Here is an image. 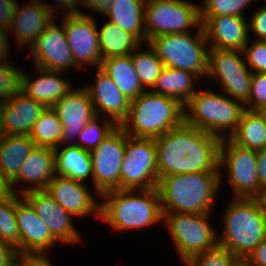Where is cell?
Segmentation results:
<instances>
[{"instance_id":"8992f818","label":"cell","mask_w":266,"mask_h":266,"mask_svg":"<svg viewBox=\"0 0 266 266\" xmlns=\"http://www.w3.org/2000/svg\"><path fill=\"white\" fill-rule=\"evenodd\" d=\"M224 95L210 87L198 90L184 105V123L220 139L229 138L246 109L243 103Z\"/></svg>"},{"instance_id":"1f68e13d","label":"cell","mask_w":266,"mask_h":266,"mask_svg":"<svg viewBox=\"0 0 266 266\" xmlns=\"http://www.w3.org/2000/svg\"><path fill=\"white\" fill-rule=\"evenodd\" d=\"M229 139L250 150L266 149V121L259 111L245 110L235 132Z\"/></svg>"},{"instance_id":"681fc988","label":"cell","mask_w":266,"mask_h":266,"mask_svg":"<svg viewBox=\"0 0 266 266\" xmlns=\"http://www.w3.org/2000/svg\"><path fill=\"white\" fill-rule=\"evenodd\" d=\"M17 255V250L0 240V266H7Z\"/></svg>"},{"instance_id":"f546056e","label":"cell","mask_w":266,"mask_h":266,"mask_svg":"<svg viewBox=\"0 0 266 266\" xmlns=\"http://www.w3.org/2000/svg\"><path fill=\"white\" fill-rule=\"evenodd\" d=\"M54 153L56 175L82 182L89 177L93 180L90 152L77 145H67L63 149L55 148Z\"/></svg>"},{"instance_id":"ee69618b","label":"cell","mask_w":266,"mask_h":266,"mask_svg":"<svg viewBox=\"0 0 266 266\" xmlns=\"http://www.w3.org/2000/svg\"><path fill=\"white\" fill-rule=\"evenodd\" d=\"M17 0H0V27L9 29L16 11Z\"/></svg>"},{"instance_id":"7402d4cb","label":"cell","mask_w":266,"mask_h":266,"mask_svg":"<svg viewBox=\"0 0 266 266\" xmlns=\"http://www.w3.org/2000/svg\"><path fill=\"white\" fill-rule=\"evenodd\" d=\"M55 175L54 149L35 146L23 161L18 175L9 183L10 189L13 193L21 196L30 191L46 190L49 182ZM20 182L30 183L31 187H22L18 191L15 186L19 185Z\"/></svg>"},{"instance_id":"d6986e66","label":"cell","mask_w":266,"mask_h":266,"mask_svg":"<svg viewBox=\"0 0 266 266\" xmlns=\"http://www.w3.org/2000/svg\"><path fill=\"white\" fill-rule=\"evenodd\" d=\"M45 106L20 90L0 103V132L4 135L29 136Z\"/></svg>"},{"instance_id":"c3c4849f","label":"cell","mask_w":266,"mask_h":266,"mask_svg":"<svg viewBox=\"0 0 266 266\" xmlns=\"http://www.w3.org/2000/svg\"><path fill=\"white\" fill-rule=\"evenodd\" d=\"M257 173L260 187H266V149L257 151Z\"/></svg>"},{"instance_id":"b9f144b4","label":"cell","mask_w":266,"mask_h":266,"mask_svg":"<svg viewBox=\"0 0 266 266\" xmlns=\"http://www.w3.org/2000/svg\"><path fill=\"white\" fill-rule=\"evenodd\" d=\"M249 20V31L257 36L256 40L266 41V6L260 7Z\"/></svg>"},{"instance_id":"f6af8a7d","label":"cell","mask_w":266,"mask_h":266,"mask_svg":"<svg viewBox=\"0 0 266 266\" xmlns=\"http://www.w3.org/2000/svg\"><path fill=\"white\" fill-rule=\"evenodd\" d=\"M85 0H55V6H51L48 3L44 2L45 7L55 15L60 8L64 9V15L79 13V7L84 6ZM79 6V7H78ZM57 7H59L57 9ZM78 7V8H77ZM66 8V9H65Z\"/></svg>"},{"instance_id":"484cf974","label":"cell","mask_w":266,"mask_h":266,"mask_svg":"<svg viewBox=\"0 0 266 266\" xmlns=\"http://www.w3.org/2000/svg\"><path fill=\"white\" fill-rule=\"evenodd\" d=\"M198 79L200 78L192 72L164 67L151 91L174 98L185 105L198 91L195 89V81Z\"/></svg>"},{"instance_id":"74e56055","label":"cell","mask_w":266,"mask_h":266,"mask_svg":"<svg viewBox=\"0 0 266 266\" xmlns=\"http://www.w3.org/2000/svg\"><path fill=\"white\" fill-rule=\"evenodd\" d=\"M254 0H204L200 6V17L221 15L244 16L247 6Z\"/></svg>"},{"instance_id":"277c9868","label":"cell","mask_w":266,"mask_h":266,"mask_svg":"<svg viewBox=\"0 0 266 266\" xmlns=\"http://www.w3.org/2000/svg\"><path fill=\"white\" fill-rule=\"evenodd\" d=\"M184 123V105L178 100L145 90L130 101L120 127L132 137L155 139Z\"/></svg>"},{"instance_id":"2e32d148","label":"cell","mask_w":266,"mask_h":266,"mask_svg":"<svg viewBox=\"0 0 266 266\" xmlns=\"http://www.w3.org/2000/svg\"><path fill=\"white\" fill-rule=\"evenodd\" d=\"M51 108L63 125L61 147L76 145L75 140L82 129L96 116L90 95L83 86L70 90Z\"/></svg>"},{"instance_id":"d4e9b609","label":"cell","mask_w":266,"mask_h":266,"mask_svg":"<svg viewBox=\"0 0 266 266\" xmlns=\"http://www.w3.org/2000/svg\"><path fill=\"white\" fill-rule=\"evenodd\" d=\"M36 76L22 71L21 90L45 107H52L74 88L60 71H50L35 66ZM38 75V77H37Z\"/></svg>"},{"instance_id":"d590c367","label":"cell","mask_w":266,"mask_h":266,"mask_svg":"<svg viewBox=\"0 0 266 266\" xmlns=\"http://www.w3.org/2000/svg\"><path fill=\"white\" fill-rule=\"evenodd\" d=\"M117 126L113 120L96 115L82 129L76 145L85 151L92 152Z\"/></svg>"},{"instance_id":"9c48e42d","label":"cell","mask_w":266,"mask_h":266,"mask_svg":"<svg viewBox=\"0 0 266 266\" xmlns=\"http://www.w3.org/2000/svg\"><path fill=\"white\" fill-rule=\"evenodd\" d=\"M200 25V5L197 3L188 0H146V43L159 35L187 33L190 28Z\"/></svg>"},{"instance_id":"60d3db41","label":"cell","mask_w":266,"mask_h":266,"mask_svg":"<svg viewBox=\"0 0 266 266\" xmlns=\"http://www.w3.org/2000/svg\"><path fill=\"white\" fill-rule=\"evenodd\" d=\"M266 106V73H253L251 90L245 109L260 111Z\"/></svg>"},{"instance_id":"603a6c76","label":"cell","mask_w":266,"mask_h":266,"mask_svg":"<svg viewBox=\"0 0 266 266\" xmlns=\"http://www.w3.org/2000/svg\"><path fill=\"white\" fill-rule=\"evenodd\" d=\"M15 216L20 232V252H46L58 243L30 203L18 194Z\"/></svg>"},{"instance_id":"d6a6232c","label":"cell","mask_w":266,"mask_h":266,"mask_svg":"<svg viewBox=\"0 0 266 266\" xmlns=\"http://www.w3.org/2000/svg\"><path fill=\"white\" fill-rule=\"evenodd\" d=\"M63 125L51 107H46L34 123L29 137L36 146L57 148L60 146Z\"/></svg>"},{"instance_id":"7c38bea8","label":"cell","mask_w":266,"mask_h":266,"mask_svg":"<svg viewBox=\"0 0 266 266\" xmlns=\"http://www.w3.org/2000/svg\"><path fill=\"white\" fill-rule=\"evenodd\" d=\"M244 58L242 51L209 48L206 77L219 81L226 95L245 105L253 72L248 69Z\"/></svg>"},{"instance_id":"836d02e7","label":"cell","mask_w":266,"mask_h":266,"mask_svg":"<svg viewBox=\"0 0 266 266\" xmlns=\"http://www.w3.org/2000/svg\"><path fill=\"white\" fill-rule=\"evenodd\" d=\"M146 45L150 48L149 50L141 51V46H139L131 53V58L142 87L145 90H151L164 65L158 58L155 50L148 43Z\"/></svg>"},{"instance_id":"7a4b0ae2","label":"cell","mask_w":266,"mask_h":266,"mask_svg":"<svg viewBox=\"0 0 266 266\" xmlns=\"http://www.w3.org/2000/svg\"><path fill=\"white\" fill-rule=\"evenodd\" d=\"M220 187V172L163 176L157 185L162 213H211Z\"/></svg>"},{"instance_id":"7bdbcfd3","label":"cell","mask_w":266,"mask_h":266,"mask_svg":"<svg viewBox=\"0 0 266 266\" xmlns=\"http://www.w3.org/2000/svg\"><path fill=\"white\" fill-rule=\"evenodd\" d=\"M17 256L25 266H54L46 252H17Z\"/></svg>"},{"instance_id":"ac0fdd59","label":"cell","mask_w":266,"mask_h":266,"mask_svg":"<svg viewBox=\"0 0 266 266\" xmlns=\"http://www.w3.org/2000/svg\"><path fill=\"white\" fill-rule=\"evenodd\" d=\"M61 207L74 217H100V203L85 182L55 175L45 190Z\"/></svg>"},{"instance_id":"f1b7e54d","label":"cell","mask_w":266,"mask_h":266,"mask_svg":"<svg viewBox=\"0 0 266 266\" xmlns=\"http://www.w3.org/2000/svg\"><path fill=\"white\" fill-rule=\"evenodd\" d=\"M100 69L130 101L145 91L133 66L131 54L102 60Z\"/></svg>"},{"instance_id":"4fadbf2b","label":"cell","mask_w":266,"mask_h":266,"mask_svg":"<svg viewBox=\"0 0 266 266\" xmlns=\"http://www.w3.org/2000/svg\"><path fill=\"white\" fill-rule=\"evenodd\" d=\"M126 132L117 126L92 152L93 187L98 198L105 192L121 190V168Z\"/></svg>"},{"instance_id":"4316f807","label":"cell","mask_w":266,"mask_h":266,"mask_svg":"<svg viewBox=\"0 0 266 266\" xmlns=\"http://www.w3.org/2000/svg\"><path fill=\"white\" fill-rule=\"evenodd\" d=\"M35 146L29 136L0 135V172L9 183Z\"/></svg>"},{"instance_id":"6da1fadb","label":"cell","mask_w":266,"mask_h":266,"mask_svg":"<svg viewBox=\"0 0 266 266\" xmlns=\"http://www.w3.org/2000/svg\"><path fill=\"white\" fill-rule=\"evenodd\" d=\"M159 179L172 174L220 172L221 139L183 123L155 138Z\"/></svg>"},{"instance_id":"f35d334b","label":"cell","mask_w":266,"mask_h":266,"mask_svg":"<svg viewBox=\"0 0 266 266\" xmlns=\"http://www.w3.org/2000/svg\"><path fill=\"white\" fill-rule=\"evenodd\" d=\"M22 71L9 60L0 63V103L11 99L21 90Z\"/></svg>"},{"instance_id":"816d5d0a","label":"cell","mask_w":266,"mask_h":266,"mask_svg":"<svg viewBox=\"0 0 266 266\" xmlns=\"http://www.w3.org/2000/svg\"><path fill=\"white\" fill-rule=\"evenodd\" d=\"M12 193L9 182L2 176L0 172V199L9 196Z\"/></svg>"},{"instance_id":"ba28073f","label":"cell","mask_w":266,"mask_h":266,"mask_svg":"<svg viewBox=\"0 0 266 266\" xmlns=\"http://www.w3.org/2000/svg\"><path fill=\"white\" fill-rule=\"evenodd\" d=\"M210 214L163 213V223L183 264L218 245L217 230L209 223Z\"/></svg>"},{"instance_id":"52a82bcc","label":"cell","mask_w":266,"mask_h":266,"mask_svg":"<svg viewBox=\"0 0 266 266\" xmlns=\"http://www.w3.org/2000/svg\"><path fill=\"white\" fill-rule=\"evenodd\" d=\"M196 30L194 35L191 32L159 35L148 44L164 67L186 70L202 79L208 71L209 44L202 24Z\"/></svg>"},{"instance_id":"8fae6325","label":"cell","mask_w":266,"mask_h":266,"mask_svg":"<svg viewBox=\"0 0 266 266\" xmlns=\"http://www.w3.org/2000/svg\"><path fill=\"white\" fill-rule=\"evenodd\" d=\"M158 181L155 140L132 137L126 133L121 168V190L155 188Z\"/></svg>"},{"instance_id":"f907efd6","label":"cell","mask_w":266,"mask_h":266,"mask_svg":"<svg viewBox=\"0 0 266 266\" xmlns=\"http://www.w3.org/2000/svg\"><path fill=\"white\" fill-rule=\"evenodd\" d=\"M113 0H85L83 8L92 10L93 12L105 14L112 5Z\"/></svg>"},{"instance_id":"ab89813d","label":"cell","mask_w":266,"mask_h":266,"mask_svg":"<svg viewBox=\"0 0 266 266\" xmlns=\"http://www.w3.org/2000/svg\"><path fill=\"white\" fill-rule=\"evenodd\" d=\"M243 53L246 64L253 73H266V41H248Z\"/></svg>"},{"instance_id":"44dd1931","label":"cell","mask_w":266,"mask_h":266,"mask_svg":"<svg viewBox=\"0 0 266 266\" xmlns=\"http://www.w3.org/2000/svg\"><path fill=\"white\" fill-rule=\"evenodd\" d=\"M96 71V78L92 85L83 87L90 95L96 115L107 117L120 126L128 116L130 100L106 73L100 68H96Z\"/></svg>"},{"instance_id":"9a60e30c","label":"cell","mask_w":266,"mask_h":266,"mask_svg":"<svg viewBox=\"0 0 266 266\" xmlns=\"http://www.w3.org/2000/svg\"><path fill=\"white\" fill-rule=\"evenodd\" d=\"M55 21V22H54ZM56 18L46 28L41 36H39L28 47L32 63L38 67L50 71L66 72L70 68H78L75 65L70 47L61 23L59 27L56 25Z\"/></svg>"},{"instance_id":"e575fe53","label":"cell","mask_w":266,"mask_h":266,"mask_svg":"<svg viewBox=\"0 0 266 266\" xmlns=\"http://www.w3.org/2000/svg\"><path fill=\"white\" fill-rule=\"evenodd\" d=\"M16 193L0 199V240L20 252V232L15 216Z\"/></svg>"},{"instance_id":"30bf717a","label":"cell","mask_w":266,"mask_h":266,"mask_svg":"<svg viewBox=\"0 0 266 266\" xmlns=\"http://www.w3.org/2000/svg\"><path fill=\"white\" fill-rule=\"evenodd\" d=\"M220 185L222 169L227 170V180L234 198H255L261 187L257 173V151L242 148L229 138L221 139L219 146Z\"/></svg>"},{"instance_id":"11a10c76","label":"cell","mask_w":266,"mask_h":266,"mask_svg":"<svg viewBox=\"0 0 266 266\" xmlns=\"http://www.w3.org/2000/svg\"><path fill=\"white\" fill-rule=\"evenodd\" d=\"M259 113L263 116V118H264L265 121H266V106L263 107V108L259 111Z\"/></svg>"},{"instance_id":"5b68a950","label":"cell","mask_w":266,"mask_h":266,"mask_svg":"<svg viewBox=\"0 0 266 266\" xmlns=\"http://www.w3.org/2000/svg\"><path fill=\"white\" fill-rule=\"evenodd\" d=\"M218 245L241 262L266 238V214L255 198H232L223 214Z\"/></svg>"},{"instance_id":"8d00e7d4","label":"cell","mask_w":266,"mask_h":266,"mask_svg":"<svg viewBox=\"0 0 266 266\" xmlns=\"http://www.w3.org/2000/svg\"><path fill=\"white\" fill-rule=\"evenodd\" d=\"M242 262L228 249L217 245L184 263V266H239Z\"/></svg>"},{"instance_id":"83f0119b","label":"cell","mask_w":266,"mask_h":266,"mask_svg":"<svg viewBox=\"0 0 266 266\" xmlns=\"http://www.w3.org/2000/svg\"><path fill=\"white\" fill-rule=\"evenodd\" d=\"M146 0H113L108 12L104 14L112 23L134 34L146 44L144 9Z\"/></svg>"},{"instance_id":"3957f363","label":"cell","mask_w":266,"mask_h":266,"mask_svg":"<svg viewBox=\"0 0 266 266\" xmlns=\"http://www.w3.org/2000/svg\"><path fill=\"white\" fill-rule=\"evenodd\" d=\"M136 192L140 194L136 195ZM100 198L103 199L100 203V219L106 221L118 232L142 230L163 221L157 187L140 190H111L100 195Z\"/></svg>"},{"instance_id":"f5cc1de1","label":"cell","mask_w":266,"mask_h":266,"mask_svg":"<svg viewBox=\"0 0 266 266\" xmlns=\"http://www.w3.org/2000/svg\"><path fill=\"white\" fill-rule=\"evenodd\" d=\"M255 199L258 201L262 211L266 214V187L260 189Z\"/></svg>"},{"instance_id":"4dcf8cb0","label":"cell","mask_w":266,"mask_h":266,"mask_svg":"<svg viewBox=\"0 0 266 266\" xmlns=\"http://www.w3.org/2000/svg\"><path fill=\"white\" fill-rule=\"evenodd\" d=\"M98 38L102 60L129 55L144 44L134 34L110 21L98 29Z\"/></svg>"},{"instance_id":"7dc6e473","label":"cell","mask_w":266,"mask_h":266,"mask_svg":"<svg viewBox=\"0 0 266 266\" xmlns=\"http://www.w3.org/2000/svg\"><path fill=\"white\" fill-rule=\"evenodd\" d=\"M10 34L9 29L0 27V63L7 61L10 54V40L8 35Z\"/></svg>"},{"instance_id":"db71d44e","label":"cell","mask_w":266,"mask_h":266,"mask_svg":"<svg viewBox=\"0 0 266 266\" xmlns=\"http://www.w3.org/2000/svg\"><path fill=\"white\" fill-rule=\"evenodd\" d=\"M7 266H25V263L16 255Z\"/></svg>"},{"instance_id":"ffe728a7","label":"cell","mask_w":266,"mask_h":266,"mask_svg":"<svg viewBox=\"0 0 266 266\" xmlns=\"http://www.w3.org/2000/svg\"><path fill=\"white\" fill-rule=\"evenodd\" d=\"M209 48L244 50L249 41V24L245 17L221 15L200 17ZM211 42V43H210Z\"/></svg>"},{"instance_id":"cb8c5ba5","label":"cell","mask_w":266,"mask_h":266,"mask_svg":"<svg viewBox=\"0 0 266 266\" xmlns=\"http://www.w3.org/2000/svg\"><path fill=\"white\" fill-rule=\"evenodd\" d=\"M57 15L51 13L40 0H29L21 7L17 3L9 32L14 35L17 48L30 45L43 34ZM14 33V34H13Z\"/></svg>"},{"instance_id":"5bb4252c","label":"cell","mask_w":266,"mask_h":266,"mask_svg":"<svg viewBox=\"0 0 266 266\" xmlns=\"http://www.w3.org/2000/svg\"><path fill=\"white\" fill-rule=\"evenodd\" d=\"M62 24L75 65L84 69L85 65L100 68L102 62L98 38V25L92 15L79 13L63 15Z\"/></svg>"},{"instance_id":"bcb514c9","label":"cell","mask_w":266,"mask_h":266,"mask_svg":"<svg viewBox=\"0 0 266 266\" xmlns=\"http://www.w3.org/2000/svg\"><path fill=\"white\" fill-rule=\"evenodd\" d=\"M245 266H266V238L242 262Z\"/></svg>"},{"instance_id":"e0dca14e","label":"cell","mask_w":266,"mask_h":266,"mask_svg":"<svg viewBox=\"0 0 266 266\" xmlns=\"http://www.w3.org/2000/svg\"><path fill=\"white\" fill-rule=\"evenodd\" d=\"M36 214L49 227L52 236L67 245L81 242V234L73 224L74 216L61 207L45 190L30 191L23 195Z\"/></svg>"}]
</instances>
